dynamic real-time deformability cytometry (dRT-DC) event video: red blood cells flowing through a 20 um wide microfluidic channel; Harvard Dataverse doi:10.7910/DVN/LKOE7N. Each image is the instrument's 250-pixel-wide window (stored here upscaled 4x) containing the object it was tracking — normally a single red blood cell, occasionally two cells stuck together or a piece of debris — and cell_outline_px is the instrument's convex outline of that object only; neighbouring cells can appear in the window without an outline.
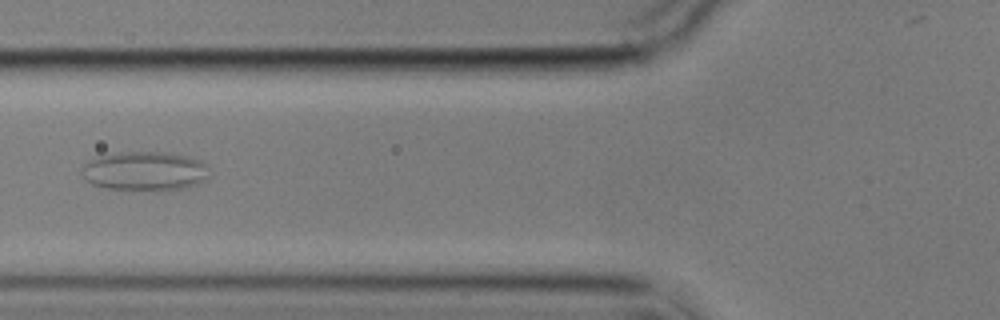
{"species": "common noctule bat (a hibernating species)", "species_latin": "Nyctalus noctula", "temperature_condition": "cold", "stored_images_in_passage": 7, "camera_frame_rate_fps": 3000, "um_per_image_px": 0.085, "animal": {"sex": "male", "body_mass_g": 17.9}, "frame": {"image": 1, "passage_image": 7, "time_ms": 7.0, "image_size_px": [1000, 320], "cell_outline_px": [[208, 176], [200, 184], [184, 188], [160, 192], [156, 192], [104, 188], [92, 184], [80, 172], [84, 164], [88, 160], [100, 156], [120, 152], [172, 152], [188, 156], [200, 160], [208, 164]], "centroid_in_image_um": [12.35, 14.56], "position_along_channel_um": 113.5, "area_um2": 29.88}}